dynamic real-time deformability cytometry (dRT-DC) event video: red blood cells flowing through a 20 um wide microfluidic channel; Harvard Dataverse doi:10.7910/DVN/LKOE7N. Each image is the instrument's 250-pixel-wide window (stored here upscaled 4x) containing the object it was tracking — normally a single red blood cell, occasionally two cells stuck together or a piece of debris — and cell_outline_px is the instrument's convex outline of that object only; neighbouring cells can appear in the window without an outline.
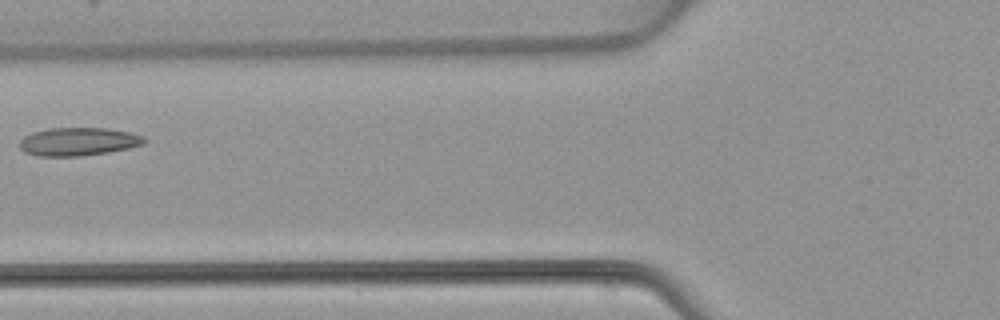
{"species": "common noctule bat (a hibernating species)", "species_latin": "Nyctalus noctula", "temperature_condition": "warm", "stored_images_in_passage": 5, "camera_frame_rate_fps": 3000, "um_per_image_px": 0.085, "animal": {"sex": "female", "body_mass_g": 22.7, "forearm_length_mm": 54.2}, "frame": {"image": 1, "passage_image": 4, "time_ms": 4.0, "image_size_px": [1000, 320], "cell_outline_px": [[148, 140], [144, 144], [128, 148], [108, 152], [80, 156], [36, 156], [24, 152], [20, 148], [20, 140], [24, 136], [32, 132], [48, 128], [108, 128], [128, 132], [144, 136]], "centroid_in_image_um": [6.65, 12.03], "position_along_channel_um": 119.2, "area_um2": 20.58}}
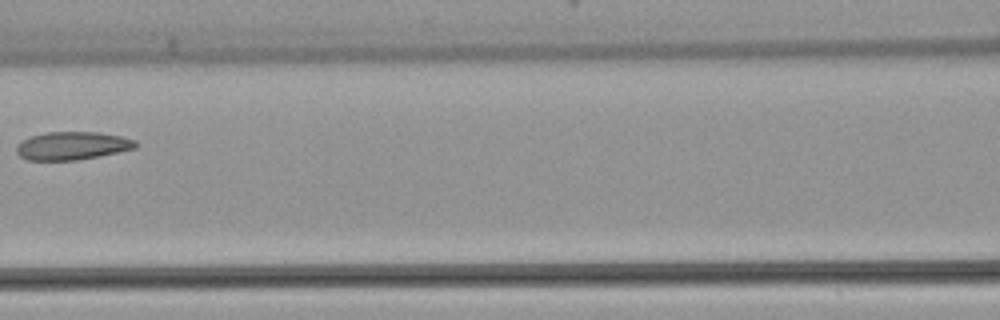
{"frame": {"image": 2, "passage_image": 5, "time_ms": 5.0, "image_size_px": [1000, 320], "cell_outline_px": [[136, 148], [76, 160], [28, 160], [20, 156], [16, 152], [16, 144], [32, 136], [48, 132], [96, 132], [120, 136], [136, 140]], "centroid_in_image_um": [6.11, 12.39], "position_along_channel_um": 160.5, "area_um2": 19.19}}